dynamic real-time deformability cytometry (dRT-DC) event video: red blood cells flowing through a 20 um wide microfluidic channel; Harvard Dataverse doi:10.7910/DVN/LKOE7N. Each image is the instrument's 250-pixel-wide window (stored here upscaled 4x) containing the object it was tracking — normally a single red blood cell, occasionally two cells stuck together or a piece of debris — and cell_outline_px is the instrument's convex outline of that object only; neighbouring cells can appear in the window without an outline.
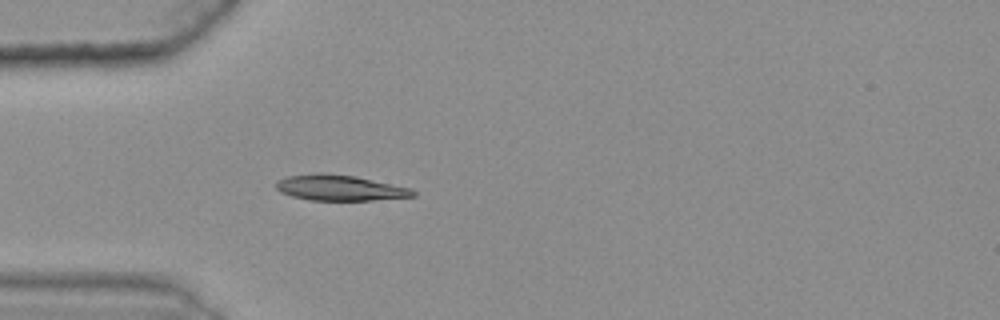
{"species": "common noctule bat (a hibernating species)", "species_latin": "Nyctalus noctula", "temperature_condition": "warm", "stored_images_in_passage": 32, "camera_frame_rate_fps": 3000, "um_per_image_px": 0.085, "animal": {"sex": "female", "body_mass_g": 25.1}, "frame": {"image": 1, "passage_image": 1, "time_ms": 0.0, "image_size_px": [1000, 320], "cell_outline_px": [[416, 196], [372, 200], [308, 200], [292, 196], [280, 192], [276, 188], [276, 180], [288, 176], [320, 172], [356, 176], [408, 188], [416, 192]], "centroid_in_image_um": [28.83, 15.96], "position_along_channel_um": 56.2, "area_um2": 20.35}}
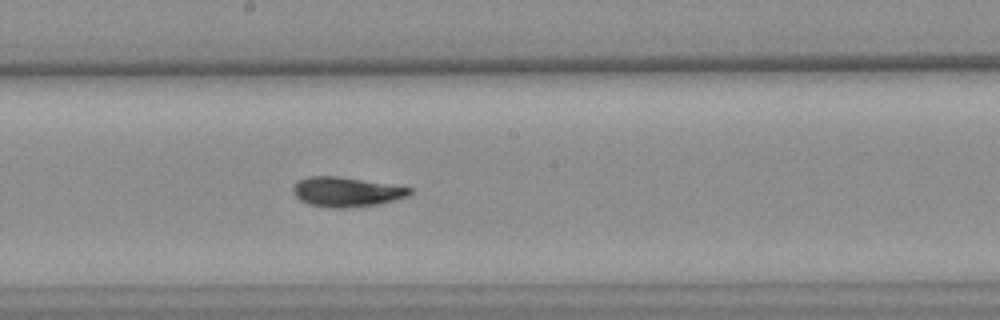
{"frame": {"image": 2, "passage_image": 15, "time_ms": 4.667, "image_size_px": [1000, 320], "cell_outline_px": [[412, 192], [408, 196], [380, 204], [344, 208], [328, 208], [308, 204], [300, 200], [292, 192], [292, 188], [296, 180], [308, 176], [336, 176], [412, 188]], "centroid_in_image_um": [29.38, 16.32], "position_along_channel_um": 218.8, "area_um2": 20.17}}
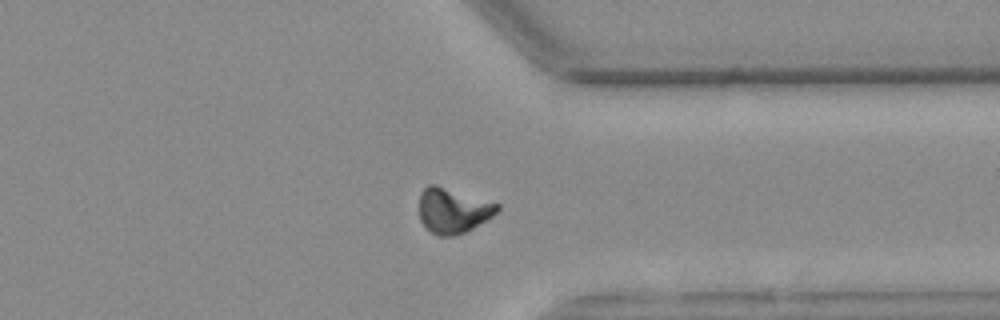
{"frame": {"image": 3, "passage_image": 28, "time_ms": 9.0, "image_size_px": [1000, 320], "cell_outline_px": [[500, 208], [492, 216], [472, 228], [464, 232], [452, 236], [440, 236], [432, 232], [420, 220], [420, 192], [428, 184], [436, 184], [500, 204]], "centroid_in_image_um": [38.49, 17.87], "position_along_channel_um": 372.9, "area_um2": 20.29}, "authors_computed_cell_mechanics": {"area_um2": 19.9988, "velocity_mm_per_s": 3.6127, "shape_relaxation_time_tau1_ms": 8.0887, "shape_relaxation_time_tau2_ms": 2.6398, "deformation_change_tau1": 0.1999, "deformation_change_tau2": 0.0545}}